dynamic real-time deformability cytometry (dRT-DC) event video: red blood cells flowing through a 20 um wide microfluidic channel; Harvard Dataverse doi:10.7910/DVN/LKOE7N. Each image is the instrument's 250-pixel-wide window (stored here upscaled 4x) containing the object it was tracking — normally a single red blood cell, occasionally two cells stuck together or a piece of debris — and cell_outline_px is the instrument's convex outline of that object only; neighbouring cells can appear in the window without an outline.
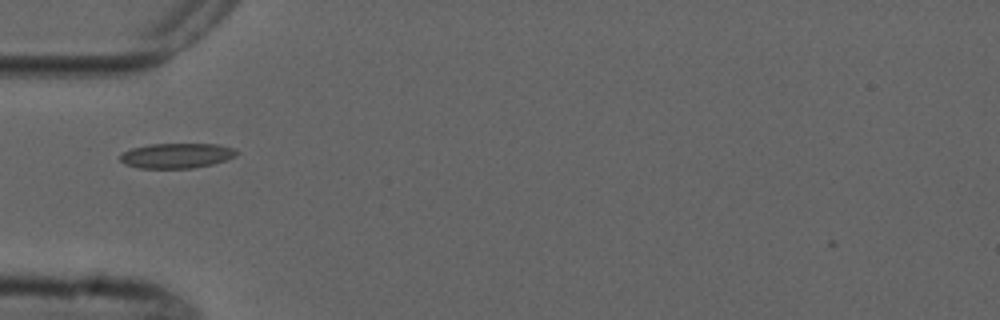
{"species": "common noctule bat (a hibernating species)", "species_latin": "Nyctalus noctula", "temperature_condition": "cold", "stored_images_in_passage": 6, "camera_frame_rate_fps": 3000, "um_per_image_px": 0.085, "animal": {"sex": "male", "forearm_length_mm": 52.5}, "frame": {"image": 1, "passage_image": 1, "time_ms": 0.0, "image_size_px": [1000, 320], "cell_outline_px": [[240, 152], [236, 156], [212, 164], [192, 168], [136, 168], [124, 164], [120, 160], [120, 156], [124, 152], [132, 148], [148, 144], [216, 144], [236, 148]], "centroid_in_image_um": [15.03, 13.23], "position_along_channel_um": 70.0, "area_um2": 17.05}}
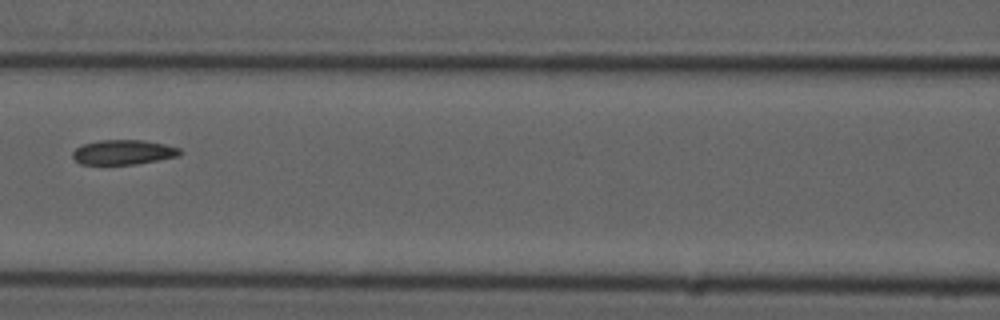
{"frame": {"image": 2, "passage_image": 3, "time_ms": 2.333, "image_size_px": [1000, 320], "cell_outline_px": [[184, 152], [180, 156], [136, 164], [80, 164], [72, 156], [72, 152], [76, 148], [84, 144], [100, 140], [144, 140], [164, 144], [180, 148]], "centroid_in_image_um": [10.53, 12.94], "position_along_channel_um": 156.1, "area_um2": 15.49}}
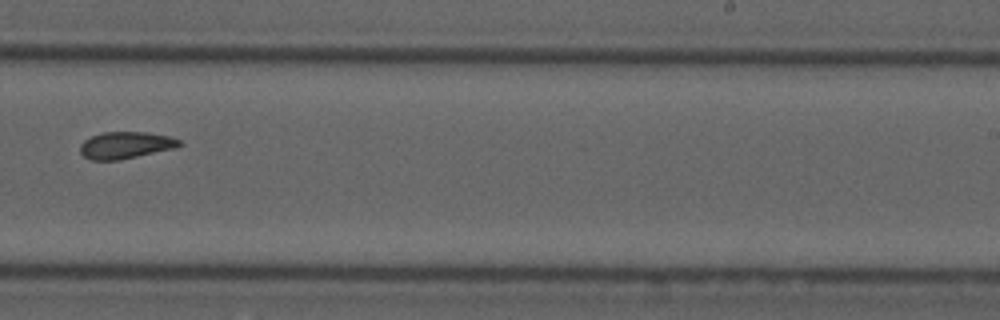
{"frame": {"image": 3, "passage_image": 6, "time_ms": 5.667, "image_size_px": [1000, 320], "cell_outline_px": [[184, 144], [176, 148], [120, 160], [92, 160], [84, 156], [80, 152], [80, 144], [84, 140], [100, 132], [148, 132], [168, 136], [180, 140]], "centroid_in_image_um": [10.69, 12.34], "position_along_channel_um": 278.3, "area_um2": 15.66}}